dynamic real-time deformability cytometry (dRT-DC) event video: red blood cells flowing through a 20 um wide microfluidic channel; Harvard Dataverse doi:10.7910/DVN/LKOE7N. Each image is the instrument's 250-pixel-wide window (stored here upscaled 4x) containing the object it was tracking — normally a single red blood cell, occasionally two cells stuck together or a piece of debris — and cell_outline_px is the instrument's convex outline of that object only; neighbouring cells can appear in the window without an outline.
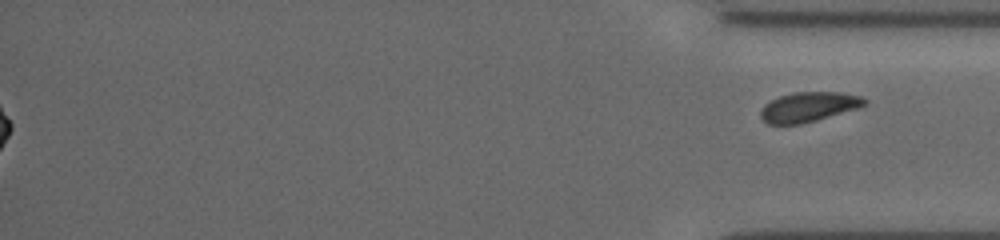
{"species": "common noctule bat (a hibernating species)", "species_latin": "Nyctalus noctula", "temperature_condition": "cold", "stored_images_in_passage": 57, "segment_of_instrument_passage": [2, 2], "camera_frame_rate_fps": 3000, "um_per_image_px": 0.085, "animal": {"sex": "female", "body_mass_g": 19.5, "forearm_length_mm": 54.1}, "frame": {"image": 1, "passage_image": 57, "time_ms": 18.667, "image_size_px": [1000, 240], "cell_outline_px": [[868, 104], [860, 108], [816, 120], [800, 124], [768, 124], [760, 116], [760, 112], [764, 104], [780, 96], [792, 92], [840, 92], [864, 96], [868, 100]], "centroid_in_image_um": [68.8, 9.07], "position_along_channel_um": 366.4, "area_um2": 18.21}}